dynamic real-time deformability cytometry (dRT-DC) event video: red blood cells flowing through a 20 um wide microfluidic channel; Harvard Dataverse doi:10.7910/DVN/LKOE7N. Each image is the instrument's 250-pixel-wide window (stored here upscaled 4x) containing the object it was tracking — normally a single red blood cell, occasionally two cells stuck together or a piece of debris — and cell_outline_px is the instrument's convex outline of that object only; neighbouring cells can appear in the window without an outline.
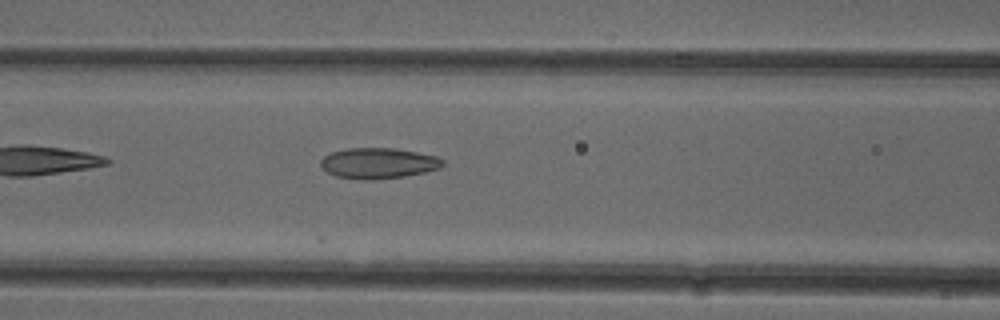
{"species": "common noctule bat (a hibernating species)", "species_latin": "Nyctalus noctula", "temperature_condition": "cold", "stored_images_in_passage": 37, "camera_frame_rate_fps": 3000, "um_per_image_px": 0.085, "animal": {"sex": "female"}, "frame": {"image": 1, "passage_image": 7, "time_ms": 2.0, "image_size_px": [1000, 320], "cell_outline_px": [[444, 164], [440, 168], [424, 172], [404, 176], [372, 180], [360, 180], [336, 176], [328, 172], [320, 164], [320, 160], [324, 156], [332, 152], [348, 148], [392, 148], [416, 152], [436, 156], [444, 160]], "centroid_in_image_um": [32.15, 13.87], "position_along_channel_um": 134.4, "area_um2": 21.73}}
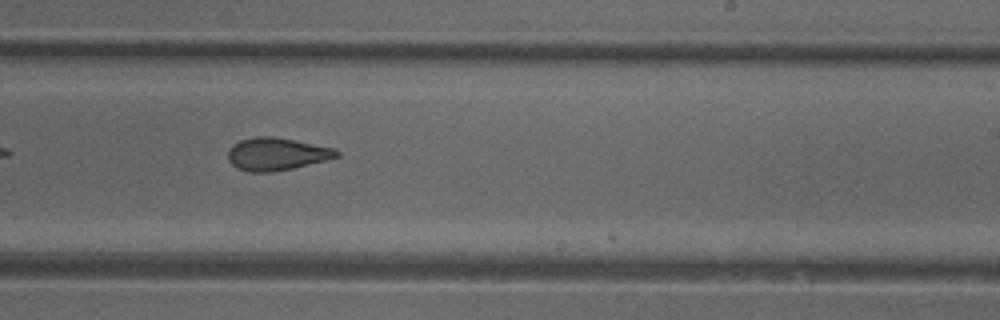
{"frame": {"image": 2, "passage_image": 17, "time_ms": 5.333, "image_size_px": [1000, 320], "cell_outline_px": [[340, 156], [292, 168], [272, 172], [248, 172], [236, 168], [228, 160], [228, 148], [232, 144], [240, 140], [256, 136], [272, 136], [336, 148], [340, 152]], "centroid_in_image_um": [23.48, 13.09], "position_along_channel_um": 265.5, "area_um2": 20.69}}
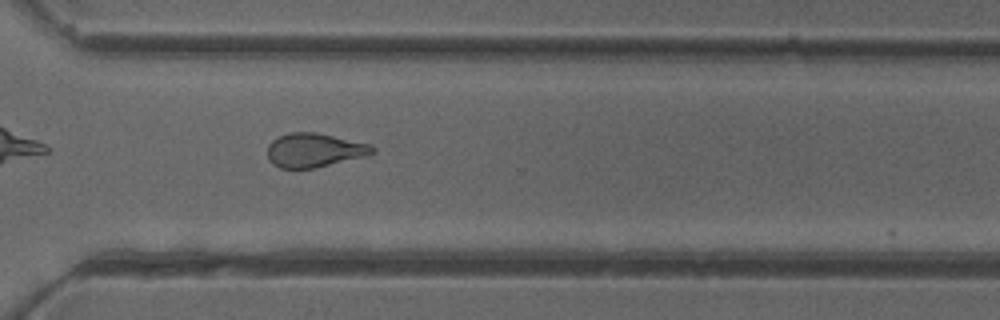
{"frame": {"image": 3, "passage_image": 23, "time_ms": 7.333, "image_size_px": [1000, 320], "cell_outline_px": [[376, 152], [364, 156], [316, 168], [280, 168], [272, 164], [268, 160], [268, 144], [272, 140], [288, 132], [316, 132], [372, 144], [376, 148]], "centroid_in_image_um": [26.72, 12.76], "position_along_channel_um": 343.9, "area_um2": 20.92}, "authors_computed_cell_mechanics": {"area_um2": 21.1548, "velocity_mm_per_s": 3.9403, "shape_relaxation_time_tau1_ms": 11.1472, "shape_relaxation_time_tau2_ms": 2.2126, "deformation_change_tau1": 0.2077, "deformation_change_tau2": 0.0992}}